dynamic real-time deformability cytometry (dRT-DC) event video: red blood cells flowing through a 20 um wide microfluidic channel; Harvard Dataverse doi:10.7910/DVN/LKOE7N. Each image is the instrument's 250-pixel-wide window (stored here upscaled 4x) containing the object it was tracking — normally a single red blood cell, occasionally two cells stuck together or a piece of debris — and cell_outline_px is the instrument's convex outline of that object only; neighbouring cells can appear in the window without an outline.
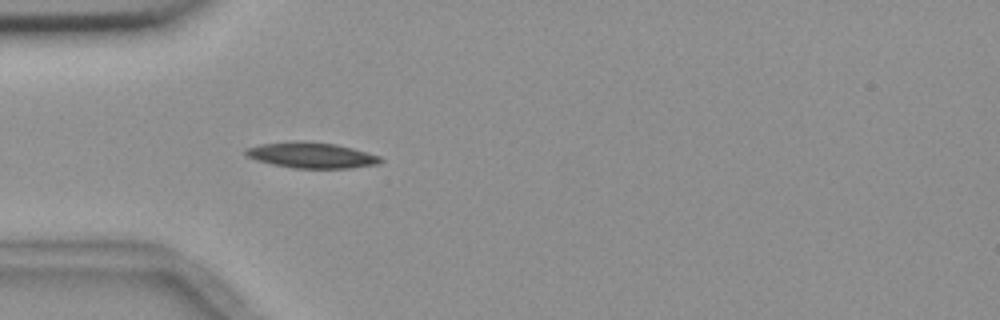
{"species": "common noctule bat (a hibernating species)", "species_latin": "Nyctalus noctula", "temperature_condition": "room temperature", "stored_images_in_passage": 3, "camera_frame_rate_fps": 3000, "um_per_image_px": 0.085, "animal": {"sex": "female", "body_mass_g": 18.4}, "frame": {"image": 1, "passage_image": 3, "time_ms": 2.333, "image_size_px": [1000, 320], "cell_outline_px": [[384, 160], [376, 164], [352, 168], [292, 168], [272, 164], [256, 160], [248, 156], [244, 152], [248, 148], [260, 144], [296, 140], [304, 140], [336, 144], [352, 148], [380, 156]], "centroid_in_image_um": [26.47, 13.18], "position_along_channel_um": 58.5, "area_um2": 20.23}}